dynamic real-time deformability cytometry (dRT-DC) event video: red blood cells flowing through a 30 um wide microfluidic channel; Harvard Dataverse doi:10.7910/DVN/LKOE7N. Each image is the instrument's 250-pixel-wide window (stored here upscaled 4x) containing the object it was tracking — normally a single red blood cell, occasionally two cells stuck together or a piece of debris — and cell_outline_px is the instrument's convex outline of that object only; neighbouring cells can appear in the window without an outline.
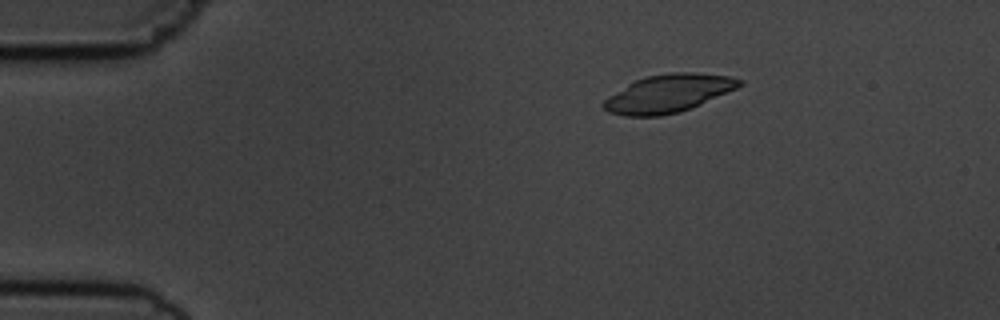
{"species": "common noctule bat (a hibernating species)", "species_latin": "Nyctalus noctula", "temperature_condition": "cold", "stored_images_in_passage": 5, "camera_frame_rate_fps": 3000, "um_per_image_px": 0.085, "animal": {"sex": "male", "body_mass_g": 19.5, "forearm_length_mm": 54.6}, "frame": {"image": 1, "passage_image": 3, "time_ms": 2.333, "image_size_px": [1000, 320], "cell_outline_px": [[744, 84], [736, 88], [692, 108], [680, 112], [660, 116], [624, 116], [608, 112], [600, 104], [608, 96], [628, 84], [644, 76], [668, 72], [696, 72], [728, 76], [744, 80]], "centroid_in_image_um": [56.8, 7.94], "position_along_channel_um": 28.2, "area_um2": 30.17}}